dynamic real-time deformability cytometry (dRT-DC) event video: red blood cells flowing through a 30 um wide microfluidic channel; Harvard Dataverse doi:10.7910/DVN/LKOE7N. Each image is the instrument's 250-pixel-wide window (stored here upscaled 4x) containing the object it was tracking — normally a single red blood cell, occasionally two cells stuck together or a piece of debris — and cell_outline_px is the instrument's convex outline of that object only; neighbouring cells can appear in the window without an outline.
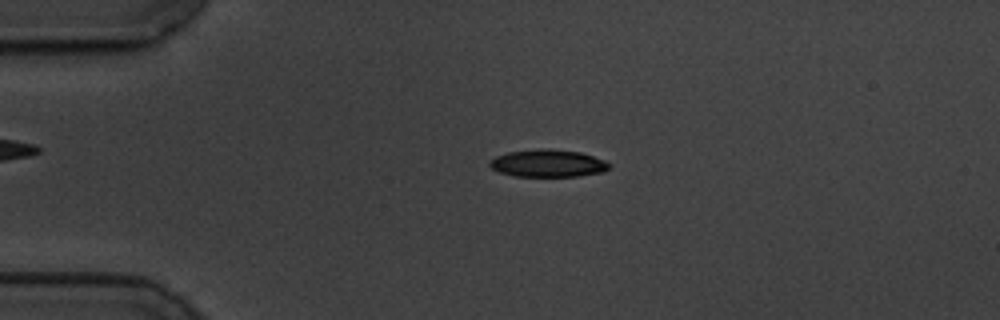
{"species": "common noctule bat (a hibernating species)", "species_latin": "Nyctalus noctula", "temperature_condition": "cold", "stored_images_in_passage": 50, "camera_frame_rate_fps": 3000, "um_per_image_px": 0.085, "animal": {"sex": "male", "body_mass_g": 19.5, "forearm_length_mm": 54.6}, "frame": {"image": 1, "passage_image": 5, "time_ms": 1.333, "image_size_px": [1000, 320], "cell_outline_px": [[612, 164], [604, 172], [580, 176], [512, 176], [500, 172], [492, 168], [488, 164], [496, 156], [508, 152], [540, 148], [548, 148], [580, 152], [604, 160]], "centroid_in_image_um": [46.59, 13.88], "position_along_channel_um": 38.4, "area_um2": 19.13}}
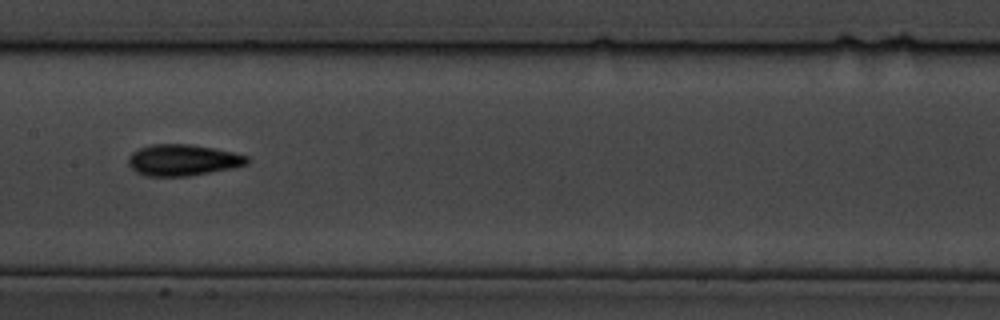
{"frame": {"image": 2, "passage_image": 21, "time_ms": 6.667, "image_size_px": [1000, 320], "cell_outline_px": [[248, 164], [232, 168], [188, 176], [144, 176], [136, 172], [128, 164], [128, 156], [132, 152], [140, 148], [152, 144], [192, 144], [232, 152], [248, 156]], "centroid_in_image_um": [15.51, 13.61], "position_along_channel_um": 191.9, "area_um2": 21.62}}
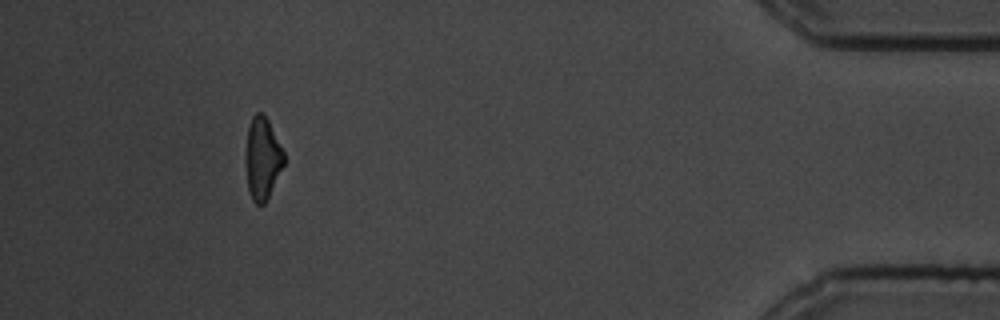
{"frame": {"image": 3, "passage_image": 45, "time_ms": 14.667, "image_size_px": [1000, 320], "cell_outline_px": [[284, 164], [264, 204], [256, 204], [252, 200], [248, 188], [248, 128], [252, 116], [256, 112], [264, 112], [284, 152]], "centroid_in_image_um": [22.34, 13.43], "position_along_channel_um": 412.9, "area_um2": 17.46}, "authors_computed_cell_mechanics": {"area_um2": 20.3167, "velocity_mm_per_s": 3.4859, "shape_relaxation_time_tau1_ms": 4.028, "shape_relaxation_time_tau2_ms": 3.2339, "deformation_change_tau1": 0.1393, "deformation_change_tau2": 0.1012}}